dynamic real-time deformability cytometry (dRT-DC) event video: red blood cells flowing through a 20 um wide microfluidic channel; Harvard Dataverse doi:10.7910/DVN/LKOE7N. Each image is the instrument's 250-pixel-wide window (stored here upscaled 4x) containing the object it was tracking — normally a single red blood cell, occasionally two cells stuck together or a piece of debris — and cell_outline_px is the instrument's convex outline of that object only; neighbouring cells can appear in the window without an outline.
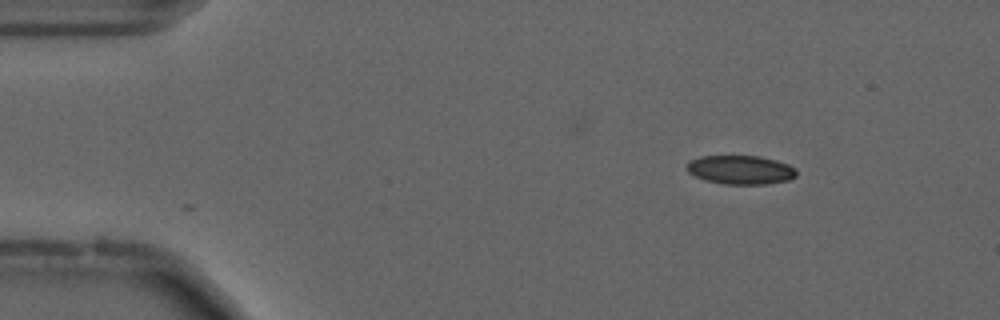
{"species": "common noctule bat (a hibernating species)", "species_latin": "Nyctalus noctula", "temperature_condition": "cold", "stored_images_in_passage": 37, "camera_frame_rate_fps": 3000, "um_per_image_px": 0.085, "animal": {"sex": "male", "forearm_length_mm": 52.5}, "frame": {"image": 1, "passage_image": 1, "time_ms": 0.0, "image_size_px": [1000, 320], "cell_outline_px": [[796, 176], [788, 180], [764, 184], [724, 184], [704, 180], [688, 172], [688, 164], [692, 160], [700, 156], [760, 156], [776, 160], [788, 164], [796, 168]], "centroid_in_image_um": [62.98, 14.43], "position_along_channel_um": 22.0, "area_um2": 18.32}}
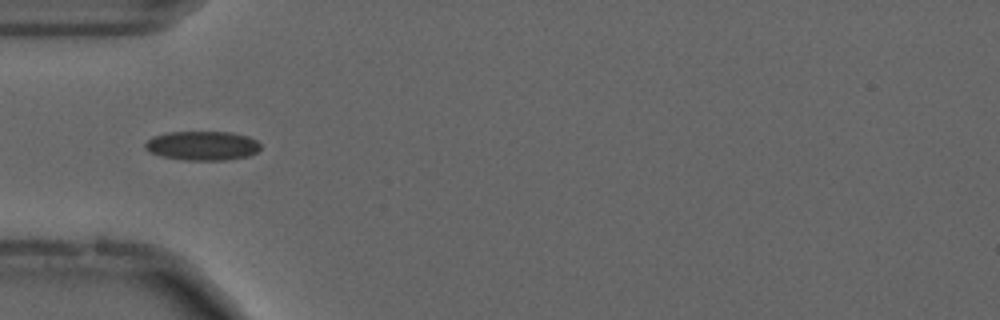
{"frame": {"image": 2, "passage_image": 11, "time_ms": 3.333, "image_size_px": [1000, 320], "cell_outline_px": [[260, 148], [256, 152], [248, 156], [224, 160], [184, 160], [160, 156], [148, 152], [144, 148], [144, 144], [152, 136], [168, 132], [232, 132], [248, 136], [256, 140], [260, 144]], "centroid_in_image_um": [17.17, 12.38], "position_along_channel_um": 67.8, "area_um2": 19.77}, "authors_computed_cell_mechanics": {"area_um2": 18.785, "velocity_mm_per_s": 3.6986, "shape_relaxation_time_tau1_ms": null, "shape_relaxation_time_tau2_ms": 2.0776, "deformation_change_tau1": null, "deformation_change_tau2": 0.0809}}